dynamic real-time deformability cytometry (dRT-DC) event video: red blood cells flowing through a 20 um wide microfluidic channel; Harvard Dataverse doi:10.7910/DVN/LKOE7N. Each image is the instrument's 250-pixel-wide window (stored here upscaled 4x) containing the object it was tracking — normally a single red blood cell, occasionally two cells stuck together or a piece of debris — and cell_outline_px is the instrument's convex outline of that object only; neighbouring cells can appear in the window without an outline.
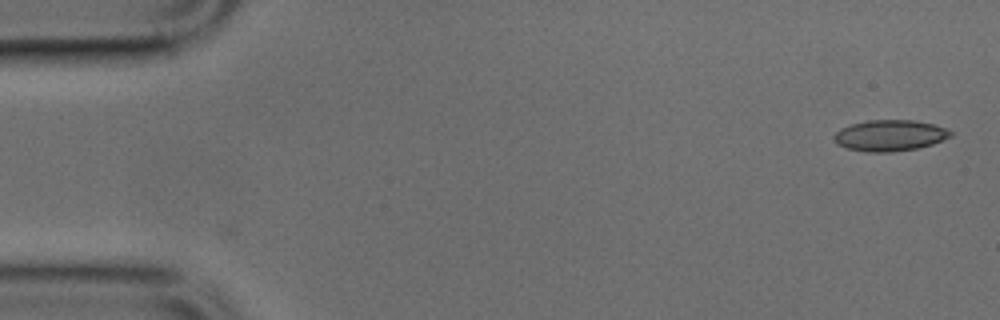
{"species": "common noctule bat (a hibernating species)", "species_latin": "Nyctalus noctula", "temperature_condition": "cold", "stored_images_in_passage": 2, "camera_frame_rate_fps": 3000, "um_per_image_px": 0.085, "animal": {"sex": "male", "body_mass_g": 17.9, "forearm_length_mm": 54.2}, "frame": {"image": 1, "passage_image": 2, "time_ms": 0.333, "image_size_px": [1000, 320], "cell_outline_px": [[952, 136], [932, 144], [916, 148], [892, 152], [868, 152], [848, 148], [836, 144], [832, 136], [840, 128], [852, 124], [868, 120], [912, 120], [932, 124], [944, 128], [952, 132]], "centroid_in_image_um": [75.6, 11.51], "position_along_channel_um": 9.4, "area_um2": 20.98}}